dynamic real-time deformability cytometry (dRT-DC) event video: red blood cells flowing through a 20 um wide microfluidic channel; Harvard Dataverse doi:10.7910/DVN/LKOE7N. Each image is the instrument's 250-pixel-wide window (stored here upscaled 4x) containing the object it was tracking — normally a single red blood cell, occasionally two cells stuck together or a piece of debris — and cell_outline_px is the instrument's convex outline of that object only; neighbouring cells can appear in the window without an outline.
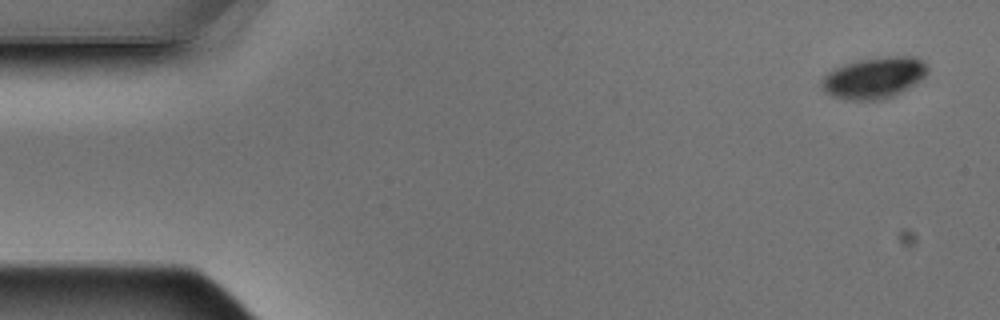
{"species": "Egyptian fruit bat (a non-hibernating species)", "species_latin": "Rousettus aegyptiacus", "temperature_condition": "warm", "stored_images_in_passage": 4, "camera_frame_rate_fps": 3000, "um_per_image_px": 0.085, "animal": {"sex": "male"}, "frame": {"image": 1, "passage_image": 1, "time_ms": 0.0, "image_size_px": [1000, 320], "cell_outline_px": [[928, 72], [920, 80], [908, 88], [884, 100], [844, 100], [832, 96], [824, 92], [820, 88], [820, 80], [828, 72], [844, 64], [860, 60], [888, 56], [916, 56], [924, 60], [928, 64]], "centroid_in_image_um": [74.29, 6.62], "position_along_channel_um": 10.7, "area_um2": 25.78}}